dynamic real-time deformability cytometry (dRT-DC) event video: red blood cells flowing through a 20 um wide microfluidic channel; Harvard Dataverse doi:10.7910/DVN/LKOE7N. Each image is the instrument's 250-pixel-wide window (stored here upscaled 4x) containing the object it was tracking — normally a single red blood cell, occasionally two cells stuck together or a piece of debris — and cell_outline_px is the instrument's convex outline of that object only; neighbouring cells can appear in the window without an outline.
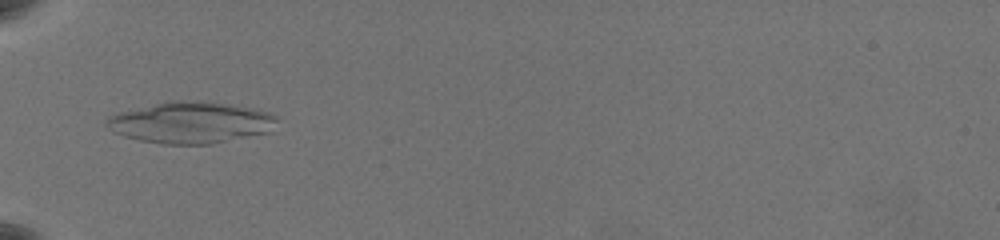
{"species": "common noctule bat (a hibernating species)", "species_latin": "Nyctalus noctula", "temperature_condition": "warm", "stored_images_in_passage": 4, "camera_frame_rate_fps": 3000, "um_per_image_px": 0.085, "animal": {"sex": "female", "body_mass_g": 19.5, "forearm_length_mm": 54.1}, "frame": {"image": 1, "passage_image": 1, "time_ms": 0.0, "image_size_px": [1000, 240], "cell_outline_px": [[276, 120], [272, 132], [212, 144], [164, 144], [140, 140], [124, 136], [112, 132], [104, 124], [104, 120], [108, 116], [116, 112], [172, 100], [184, 100], [224, 104], [252, 108], [272, 112], [276, 116]], "centroid_in_image_um": [16.19, 10.43], "position_along_channel_um": 68.8, "area_um2": 41.33}}